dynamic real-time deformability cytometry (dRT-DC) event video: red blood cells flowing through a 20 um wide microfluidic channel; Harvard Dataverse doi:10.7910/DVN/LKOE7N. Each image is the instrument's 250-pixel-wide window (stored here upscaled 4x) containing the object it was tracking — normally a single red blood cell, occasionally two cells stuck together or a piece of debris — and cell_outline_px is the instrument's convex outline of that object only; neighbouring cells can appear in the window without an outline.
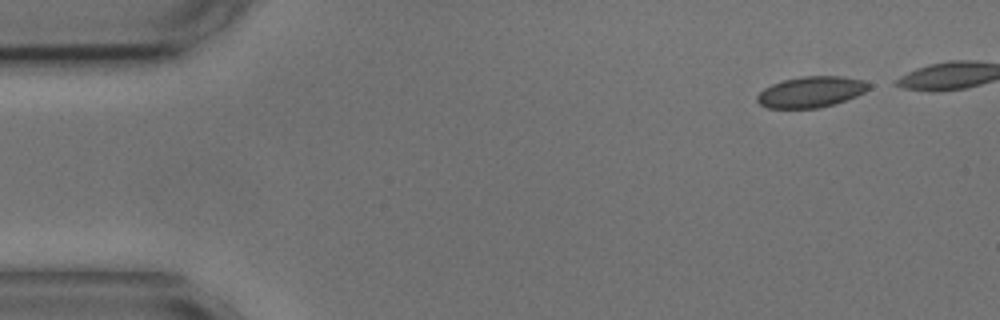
{"species": "common noctule bat (a hibernating species)", "species_latin": "Nyctalus noctula", "temperature_condition": "cold", "stored_images_in_passage": 41, "camera_frame_rate_fps": 3000, "um_per_image_px": 0.085, "animal": {"sex": "male", "body_mass_g": 17.9, "forearm_length_mm": 54.2}, "frame": {"image": 1, "passage_image": 1, "time_ms": 0.0, "image_size_px": [1000, 320], "cell_outline_px": [[872, 84], [864, 92], [856, 96], [832, 104], [816, 108], [768, 108], [760, 104], [756, 100], [756, 96], [764, 88], [772, 84], [784, 80], [800, 76], [840, 76], [864, 80]], "centroid_in_image_um": [68.92, 7.8], "position_along_channel_um": 16.1, "area_um2": 20.0}}